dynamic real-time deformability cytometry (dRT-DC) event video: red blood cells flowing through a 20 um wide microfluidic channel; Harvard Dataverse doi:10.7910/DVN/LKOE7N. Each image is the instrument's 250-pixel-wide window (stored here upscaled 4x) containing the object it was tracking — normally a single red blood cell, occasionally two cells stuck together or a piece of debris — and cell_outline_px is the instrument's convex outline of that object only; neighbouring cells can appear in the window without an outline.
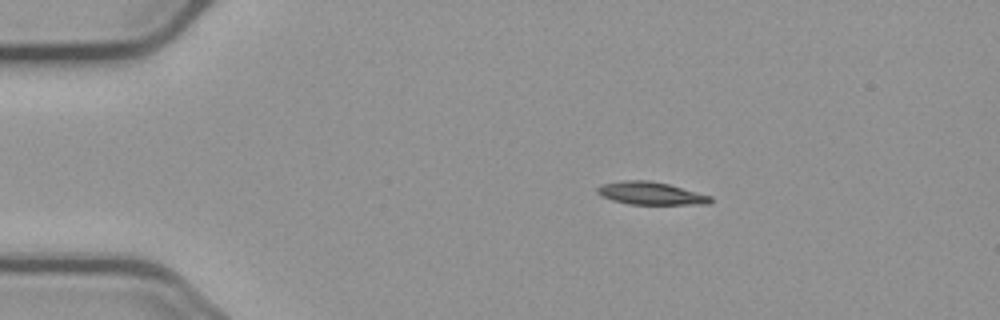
{"species": "common noctule bat (a hibernating species)", "species_latin": "Nyctalus noctula", "temperature_condition": "cold", "stored_images_in_passage": 46, "camera_frame_rate_fps": 3000, "um_per_image_px": 0.085, "animal": {"sex": "male", "body_mass_g": 23.1, "forearm_length_mm": 52.7}, "frame": {"image": 1, "passage_image": 1, "time_ms": 0.0, "image_size_px": [1000, 320], "cell_outline_px": [[712, 200], [708, 204], [628, 204], [612, 200], [600, 196], [596, 192], [596, 188], [600, 184], [624, 180], [648, 180], [668, 184], [712, 196]], "centroid_in_image_um": [55.26, 16.43], "position_along_channel_um": 29.7, "area_um2": 15.03}}
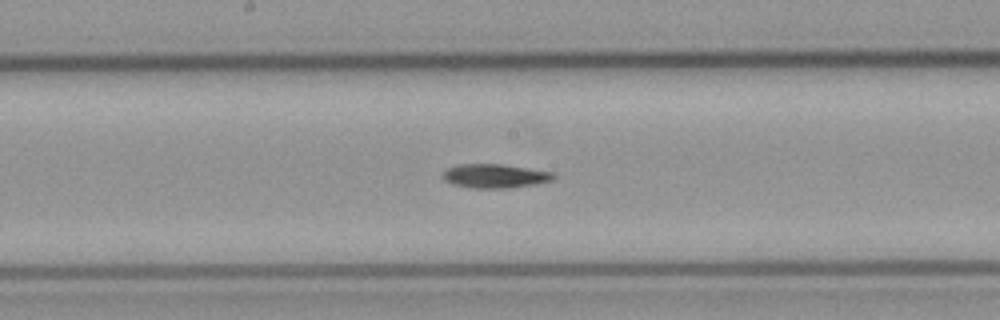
{"frame": {"image": 2, "passage_image": 20, "time_ms": 6.333, "image_size_px": [1000, 320], "cell_outline_px": [[556, 176], [552, 180], [536, 184], [508, 188], [472, 188], [452, 184], [444, 180], [440, 176], [448, 168], [456, 164], [500, 164], [552, 172]], "centroid_in_image_um": [42.02, 14.96], "position_along_channel_um": 206.2, "area_um2": 15.43}}
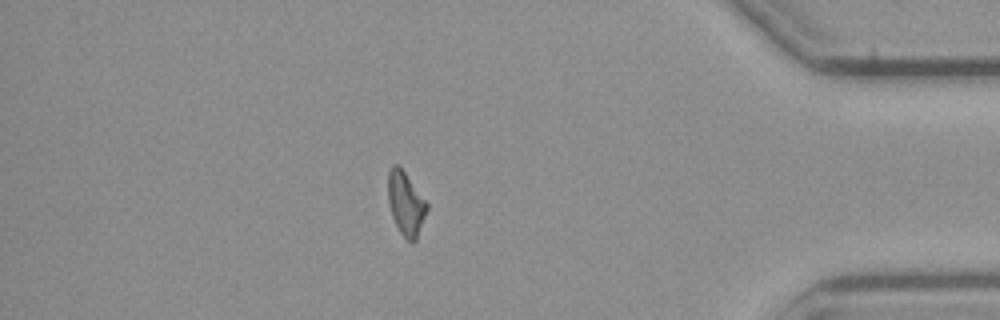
{"frame": {"image": 3, "passage_image": 39, "time_ms": 12.667, "image_size_px": [1000, 320], "cell_outline_px": [[428, 208], [416, 240], [412, 244], [400, 232], [392, 216], [388, 200], [388, 172], [392, 164], [396, 164], [404, 172], [428, 204]], "centroid_in_image_um": [34.48, 17.32], "position_along_channel_um": 400.7, "area_um2": 14.1}, "authors_computed_cell_mechanics": {"area_um2": 14.9124, "velocity_mm_per_s": 3.6963, "shape_relaxation_time_tau1_ms": 9.6781, "shape_relaxation_time_tau2_ms": null, "deformation_change_tau1": 0.2073, "deformation_change_tau2": null}}